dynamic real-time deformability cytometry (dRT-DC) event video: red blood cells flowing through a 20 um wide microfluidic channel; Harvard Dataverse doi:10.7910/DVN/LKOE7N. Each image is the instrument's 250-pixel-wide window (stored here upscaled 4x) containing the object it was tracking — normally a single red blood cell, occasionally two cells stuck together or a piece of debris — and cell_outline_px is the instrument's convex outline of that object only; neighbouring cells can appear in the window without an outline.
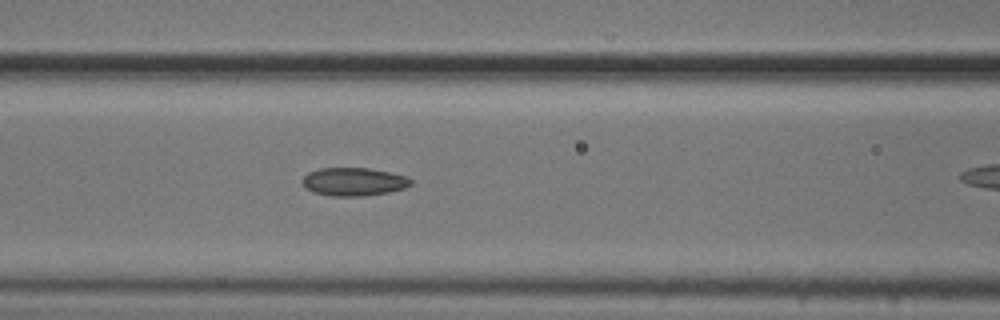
{"species": "common noctule bat (a hibernating species)", "species_latin": "Nyctalus noctula", "temperature_condition": "cold", "stored_images_in_passage": 26, "camera_frame_rate_fps": 3000, "um_per_image_px": 0.085, "animal": {"sex": "male", "body_mass_g": 20.5, "forearm_length_mm": 52.5}, "frame": {"image": 1, "passage_image": 22, "time_ms": 7.0, "image_size_px": [1000, 320], "cell_outline_px": [[412, 184], [404, 188], [388, 192], [364, 196], [328, 196], [312, 192], [300, 180], [308, 172], [320, 168], [368, 168], [408, 176], [412, 180]], "centroid_in_image_um": [30.06, 15.45], "position_along_channel_um": 136.5, "area_um2": 17.86}}